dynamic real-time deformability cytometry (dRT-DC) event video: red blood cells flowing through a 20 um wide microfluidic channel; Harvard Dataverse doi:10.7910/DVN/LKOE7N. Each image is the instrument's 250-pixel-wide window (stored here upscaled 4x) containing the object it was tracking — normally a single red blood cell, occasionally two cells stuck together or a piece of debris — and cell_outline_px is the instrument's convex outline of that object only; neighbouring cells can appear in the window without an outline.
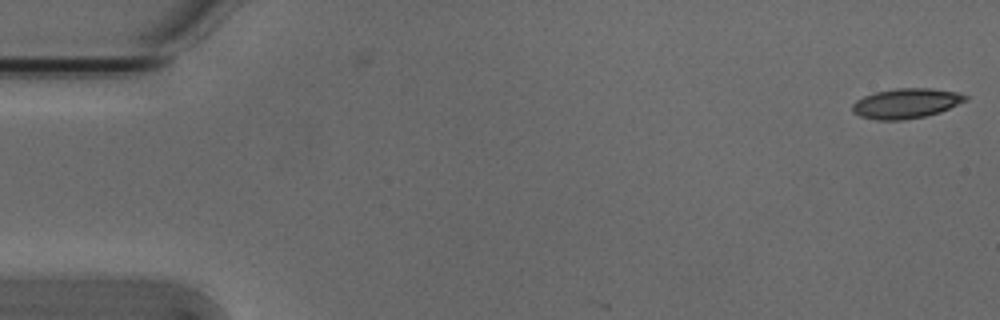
{"species": "Egyptian fruit bat (a non-hibernating species)", "species_latin": "Rousettus aegyptiacus", "temperature_condition": "cold", "stored_images_in_passage": 3, "camera_frame_rate_fps": 3000, "um_per_image_px": 0.085, "animal": {"sex": "male"}, "frame": {"image": 1, "passage_image": 3, "time_ms": 0.667, "image_size_px": [1000, 320], "cell_outline_px": [[968, 100], [940, 112], [924, 116], [904, 120], [876, 120], [860, 116], [852, 112], [852, 104], [856, 100], [864, 96], [876, 92], [896, 88], [928, 88], [956, 92], [968, 96]], "centroid_in_image_um": [77.0, 8.79], "position_along_channel_um": 8.0, "area_um2": 19.71}}